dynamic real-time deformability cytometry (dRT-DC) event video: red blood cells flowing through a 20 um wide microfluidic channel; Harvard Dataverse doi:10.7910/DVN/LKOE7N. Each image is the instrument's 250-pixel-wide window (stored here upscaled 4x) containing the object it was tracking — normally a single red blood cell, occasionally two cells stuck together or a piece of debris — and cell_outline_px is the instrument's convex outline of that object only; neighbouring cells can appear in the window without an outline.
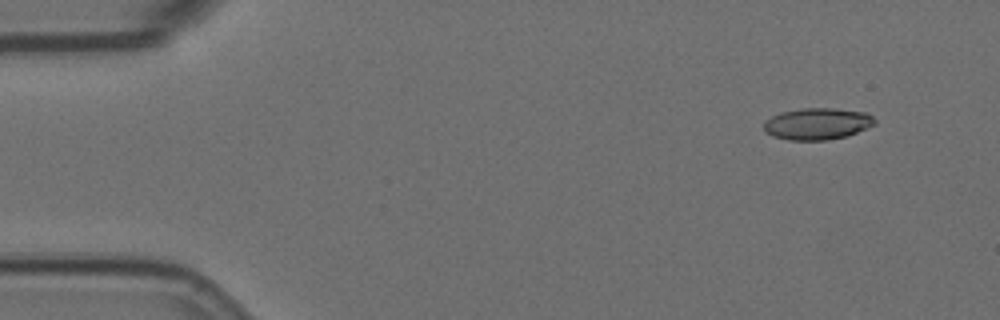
{"species": "Egyptian fruit bat (a non-hibernating species)", "species_latin": "Rousettus aegyptiacus", "temperature_condition": "room temperature", "stored_images_in_passage": 5, "camera_frame_rate_fps": 3000, "um_per_image_px": 0.085, "animal": {"sex": "female"}, "frame": {"image": 1, "passage_image": 2, "time_ms": 0.333, "image_size_px": [1000, 320], "cell_outline_px": [[876, 124], [848, 136], [828, 140], [788, 140], [772, 136], [764, 132], [764, 120], [780, 112], [800, 108], [832, 108], [868, 112], [876, 120]], "centroid_in_image_um": [69.47, 10.52], "position_along_channel_um": 15.5, "area_um2": 20.81}}
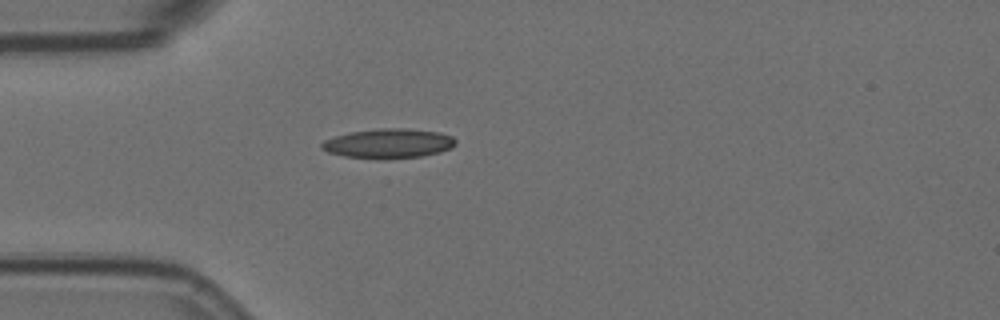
{"frame": {"image": 2, "passage_image": 5, "time_ms": 1.333, "image_size_px": [1000, 320], "cell_outline_px": [[456, 144], [452, 148], [440, 152], [420, 156], [344, 156], [328, 152], [320, 148], [320, 144], [324, 140], [336, 136], [352, 132], [380, 128], [408, 128], [440, 132], [452, 136], [456, 140]], "centroid_in_image_um": [33.07, 12.14], "position_along_channel_um": 51.9, "area_um2": 22.2}}